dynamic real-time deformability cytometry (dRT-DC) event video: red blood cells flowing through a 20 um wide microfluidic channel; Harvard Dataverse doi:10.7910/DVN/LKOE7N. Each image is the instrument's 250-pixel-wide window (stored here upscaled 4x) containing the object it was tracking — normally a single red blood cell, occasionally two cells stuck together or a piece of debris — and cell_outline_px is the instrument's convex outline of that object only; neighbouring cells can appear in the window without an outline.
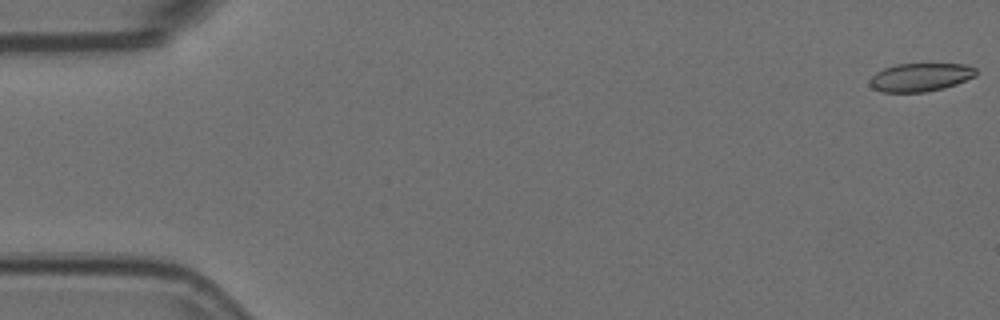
{"species": "Egyptian fruit bat (a non-hibernating species)", "species_latin": "Rousettus aegyptiacus", "temperature_condition": "room temperature", "stored_images_in_passage": 52, "camera_frame_rate_fps": 3000, "um_per_image_px": 0.085, "animal": {"sex": "female"}, "frame": {"image": 1, "passage_image": 1, "time_ms": 0.0, "image_size_px": [1000, 320], "cell_outline_px": [[976, 76], [956, 84], [944, 88], [924, 92], [884, 92], [872, 88], [868, 84], [868, 80], [876, 72], [884, 68], [896, 64], [964, 64], [976, 68]], "centroid_in_image_um": [78.21, 6.57], "position_along_channel_um": 6.8, "area_um2": 17.57}}
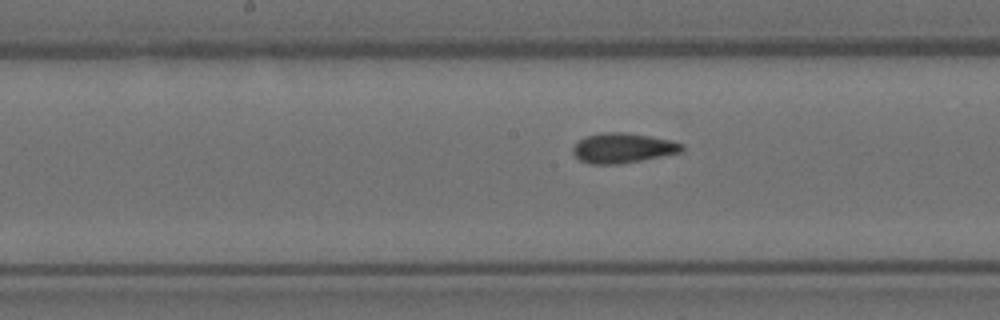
{"frame": {"image": 2, "passage_image": 29, "time_ms": 9.333, "image_size_px": [1000, 320], "cell_outline_px": [[684, 148], [680, 152], [620, 164], [592, 164], [580, 160], [572, 152], [572, 148], [584, 136], [600, 132], [624, 132], [672, 140], [684, 144]], "centroid_in_image_um": [52.92, 12.57], "position_along_channel_um": 195.3, "area_um2": 18.9}}
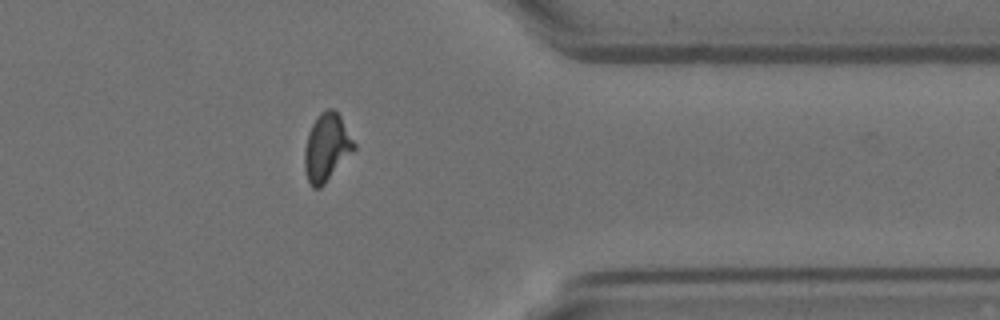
{"frame": {"image": 3, "passage_image": 46, "time_ms": 15.0, "image_size_px": [1000, 320], "cell_outline_px": [[356, 148], [324, 184], [320, 188], [312, 188], [308, 180], [304, 168], [304, 148], [308, 132], [316, 116], [320, 112], [328, 108], [332, 108], [340, 116], [356, 144]], "centroid_in_image_um": [27.75, 12.52], "position_along_channel_um": 383.7, "area_um2": 19.48}, "authors_computed_cell_mechanics": {"area_um2": 18.8717, "velocity_mm_per_s": 3.5701, "shape_relaxation_time_tau1_ms": null, "shape_relaxation_time_tau2_ms": 1.3025, "deformation_change_tau1": null, "deformation_change_tau2": 0.0737}}